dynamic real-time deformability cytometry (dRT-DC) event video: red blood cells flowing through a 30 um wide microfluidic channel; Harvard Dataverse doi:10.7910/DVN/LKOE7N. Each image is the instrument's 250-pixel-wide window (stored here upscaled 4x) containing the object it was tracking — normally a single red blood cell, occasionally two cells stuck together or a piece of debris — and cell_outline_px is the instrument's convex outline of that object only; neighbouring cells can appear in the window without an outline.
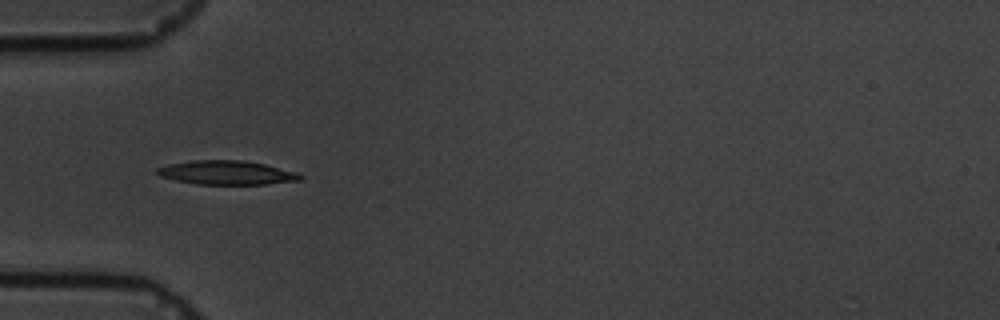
{"species": "common noctule bat (a hibernating species)", "species_latin": "Nyctalus noctula", "temperature_condition": "cold", "stored_images_in_passage": 42, "camera_frame_rate_fps": 3000, "um_per_image_px": 0.085, "animal": {"sex": "male", "body_mass_g": 19.5, "forearm_length_mm": 54.6}, "frame": {"image": 1, "passage_image": 1, "time_ms": 0.0, "image_size_px": [1000, 320], "cell_outline_px": [[304, 180], [268, 184], [196, 184], [176, 180], [160, 176], [156, 172], [156, 168], [168, 164], [192, 160], [244, 160], [264, 164], [300, 172], [304, 176]], "centroid_in_image_um": [19.33, 14.67], "position_along_channel_um": 65.7, "area_um2": 20.23}}
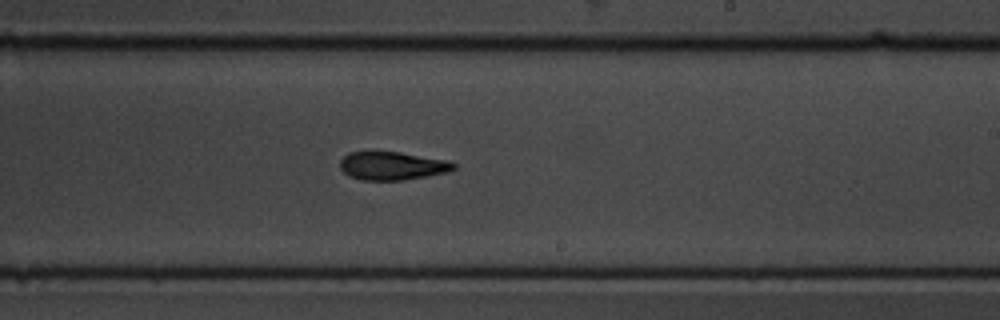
{"frame": {"image": 2, "passage_image": 18, "time_ms": 5.667, "image_size_px": [1000, 320], "cell_outline_px": [[456, 168], [448, 172], [428, 176], [404, 180], [360, 180], [348, 176], [340, 168], [340, 160], [348, 152], [400, 152], [448, 160], [456, 164]], "centroid_in_image_um": [33.35, 14.1], "position_along_channel_um": 255.7, "area_um2": 18.84}}
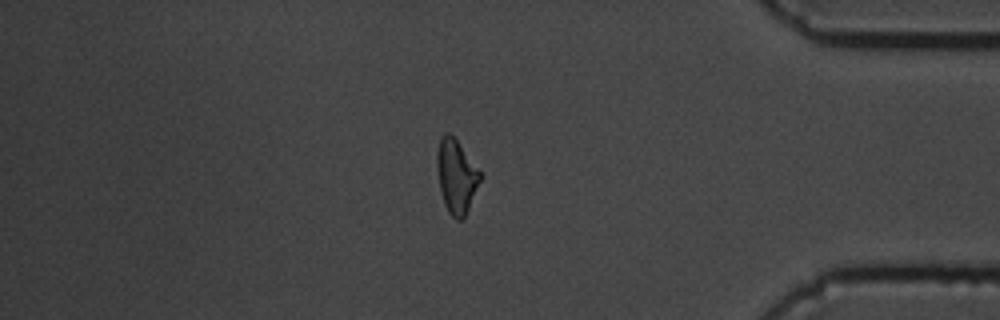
{"frame": {"image": 3, "passage_image": 33, "time_ms": 10.667, "image_size_px": [1000, 320], "cell_outline_px": [[484, 176], [464, 216], [460, 220], [456, 220], [448, 212], [444, 204], [440, 188], [436, 168], [436, 152], [440, 140], [444, 132], [448, 132], [456, 140]], "centroid_in_image_um": [38.78, 14.99], "position_along_channel_um": 396.4, "area_um2": 18.5}, "authors_computed_cell_mechanics": {"area_um2": 18.9295, "velocity_mm_per_s": 3.3779, "shape_relaxation_time_tau1_ms": 6.026, "shape_relaxation_time_tau2_ms": 5.4522, "deformation_change_tau1": 0.184, "deformation_change_tau2": 0.1365}}